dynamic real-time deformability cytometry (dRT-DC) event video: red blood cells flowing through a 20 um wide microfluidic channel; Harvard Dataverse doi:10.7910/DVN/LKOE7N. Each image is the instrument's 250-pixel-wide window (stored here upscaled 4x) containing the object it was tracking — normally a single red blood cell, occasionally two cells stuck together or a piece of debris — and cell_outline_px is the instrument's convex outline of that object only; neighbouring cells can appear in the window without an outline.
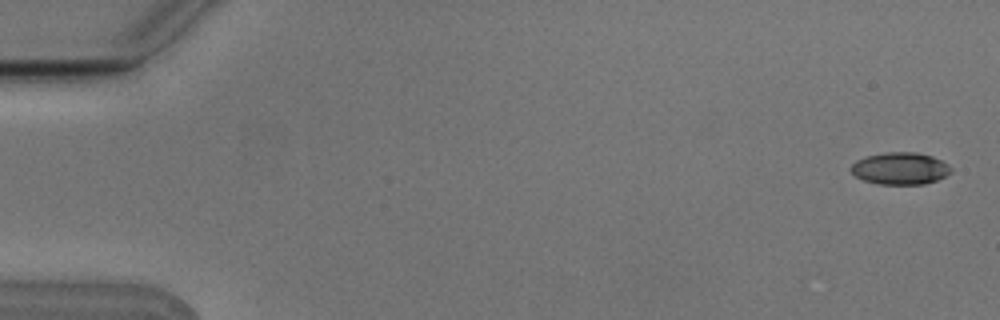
{"species": "Egyptian fruit bat (a non-hibernating species)", "species_latin": "Rousettus aegyptiacus", "temperature_condition": "cold", "stored_images_in_passage": 6, "camera_frame_rate_fps": 3000, "um_per_image_px": 0.085, "animal": {"sex": "male"}, "frame": {"image": 1, "passage_image": 1, "time_ms": 0.0, "image_size_px": [1000, 320], "cell_outline_px": [[952, 172], [936, 180], [924, 184], [880, 184], [864, 180], [856, 176], [848, 168], [856, 160], [864, 156], [884, 152], [916, 152], [932, 156], [948, 164], [952, 168]], "centroid_in_image_um": [76.49, 14.3], "position_along_channel_um": 8.5, "area_um2": 18.79}}
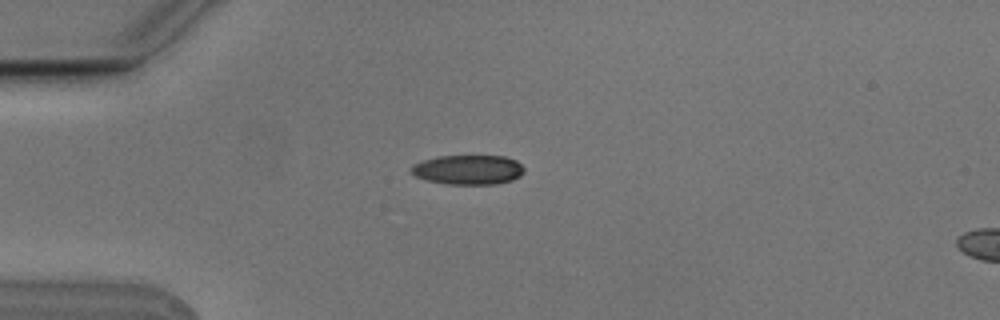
{"frame": {"image": 2, "passage_image": 4, "time_ms": 1.0, "image_size_px": [1000, 320], "cell_outline_px": [[524, 172], [520, 176], [512, 180], [496, 184], [448, 184], [428, 180], [416, 176], [408, 172], [408, 168], [412, 164], [436, 156], [504, 156], [516, 160], [524, 168]], "centroid_in_image_um": [39.76, 14.42], "position_along_channel_um": 45.2, "area_um2": 19.59}}